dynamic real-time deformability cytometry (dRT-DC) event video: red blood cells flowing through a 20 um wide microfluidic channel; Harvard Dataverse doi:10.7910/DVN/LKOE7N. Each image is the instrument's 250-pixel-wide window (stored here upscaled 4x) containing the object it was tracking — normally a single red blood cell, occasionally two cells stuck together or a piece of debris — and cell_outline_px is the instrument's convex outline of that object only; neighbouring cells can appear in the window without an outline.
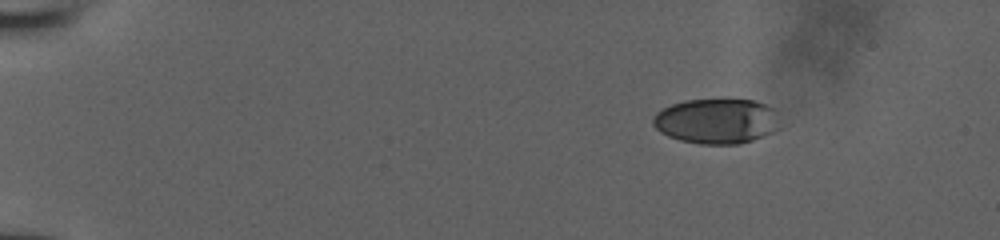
{"species": "human", "species_latin": "Homo sapiens", "temperature_condition": "room temperature", "stored_images_in_passage": 46, "camera_frame_rate_fps": 3000, "um_per_image_px": 0.085, "donor": {"sex": "male"}, "frame": {"image": 1, "passage_image": 1, "time_ms": 0.0, "image_size_px": [1000, 240], "cell_outline_px": [[780, 128], [772, 132], [752, 140], [740, 144], [700, 144], [680, 140], [668, 136], [660, 132], [652, 124], [652, 120], [656, 112], [660, 108], [684, 100], [756, 100], [776, 108], [780, 112]], "centroid_in_image_um": [60.95, 10.29], "position_along_channel_um": 24.0, "area_um2": 33.93}}
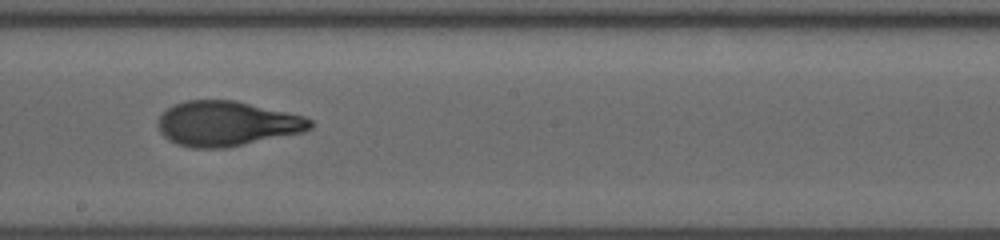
{"frame": {"image": 2, "passage_image": 25, "time_ms": 8.0, "image_size_px": [1000, 240], "cell_outline_px": [[312, 128], [300, 132], [224, 148], [192, 148], [176, 144], [168, 140], [160, 132], [156, 124], [160, 116], [168, 108], [176, 104], [188, 100], [236, 100], [304, 116], [312, 120]], "centroid_in_image_um": [19.24, 10.5], "position_along_channel_um": 229.0, "area_um2": 39.54}}
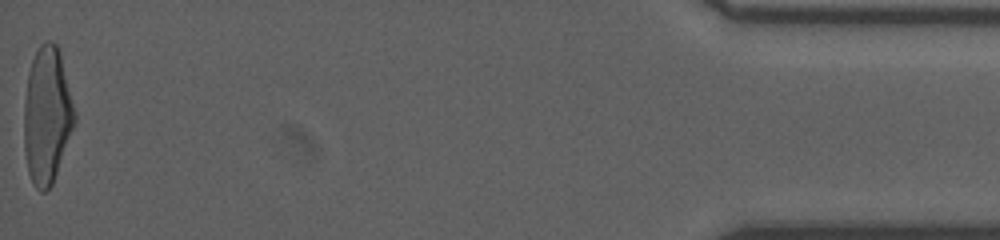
{"frame": {"image": 3, "passage_image": 46, "time_ms": 15.0, "image_size_px": [1000, 240], "cell_outline_px": [[76, 120], [52, 184], [44, 192], [40, 192], [32, 184], [28, 172], [24, 152], [24, 100], [28, 72], [32, 60], [40, 44], [44, 40], [52, 40], [56, 44], [60, 52], [76, 112]], "centroid_in_image_um": [3.98, 9.79], "position_along_channel_um": 431.2, "area_um2": 40.46}}